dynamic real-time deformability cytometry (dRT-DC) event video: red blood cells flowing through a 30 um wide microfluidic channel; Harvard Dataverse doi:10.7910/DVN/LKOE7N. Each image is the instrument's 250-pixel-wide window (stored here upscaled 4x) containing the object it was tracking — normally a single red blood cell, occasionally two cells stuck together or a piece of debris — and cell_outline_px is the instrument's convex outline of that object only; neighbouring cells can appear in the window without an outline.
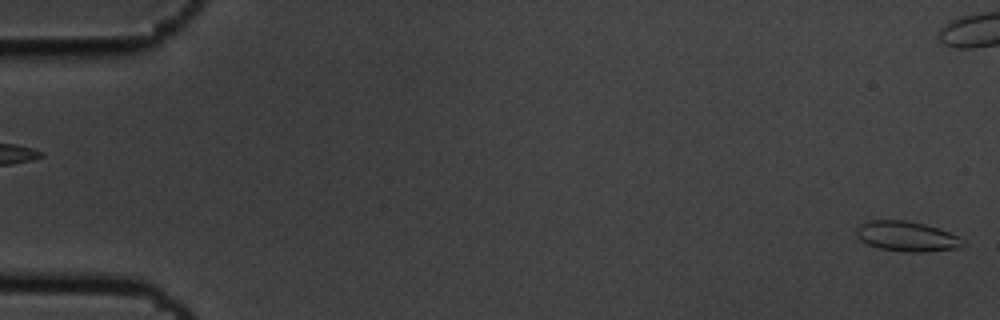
{"species": "common noctule bat (a hibernating species)", "species_latin": "Nyctalus noctula", "temperature_condition": "cold", "stored_images_in_passage": 5, "camera_frame_rate_fps": 3000, "um_per_image_px": 0.085, "animal": {"sex": "male", "body_mass_g": 19.5, "forearm_length_mm": 54.6}, "frame": {"image": 1, "passage_image": 5, "time_ms": 1.333, "image_size_px": [1000, 320], "cell_outline_px": [[964, 244], [956, 248], [924, 252], [904, 252], [880, 248], [868, 244], [860, 240], [856, 236], [856, 228], [860, 224], [872, 220], [904, 220], [924, 224], [948, 232], [964, 240]], "centroid_in_image_um": [77.03, 20.09], "position_along_channel_um": 8.0, "area_um2": 18.44}}